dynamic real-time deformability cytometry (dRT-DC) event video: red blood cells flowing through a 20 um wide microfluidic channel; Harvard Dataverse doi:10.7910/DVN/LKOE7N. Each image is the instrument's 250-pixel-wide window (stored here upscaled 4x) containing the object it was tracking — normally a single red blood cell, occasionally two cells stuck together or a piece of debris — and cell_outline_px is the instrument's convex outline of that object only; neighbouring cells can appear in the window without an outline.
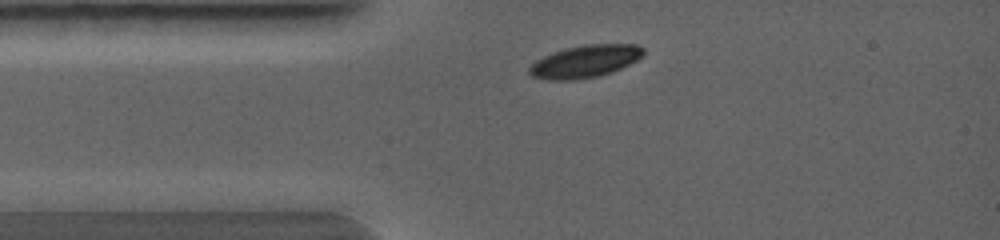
{"species": "common noctule bat (a hibernating species)", "species_latin": "Nyctalus noctula", "temperature_condition": "warm", "stored_images_in_passage": 1, "camera_frame_rate_fps": 5000, "um_per_image_px": 0.085, "animal": {"sex": "female", "body_mass_g": 19.0, "forearm_length_mm": 56.7}, "frame": {"image": 1, "passage_image": 1, "time_ms": 0.0, "image_size_px": [1000, 240], "cell_outline_px": [[644, 56], [612, 72], [600, 76], [576, 80], [548, 80], [532, 76], [528, 72], [528, 68], [536, 60], [552, 52], [564, 48], [584, 44], [636, 44], [644, 48]], "centroid_in_image_um": [49.72, 5.21], "position_along_channel_um": 35.3, "area_um2": 21.73}}